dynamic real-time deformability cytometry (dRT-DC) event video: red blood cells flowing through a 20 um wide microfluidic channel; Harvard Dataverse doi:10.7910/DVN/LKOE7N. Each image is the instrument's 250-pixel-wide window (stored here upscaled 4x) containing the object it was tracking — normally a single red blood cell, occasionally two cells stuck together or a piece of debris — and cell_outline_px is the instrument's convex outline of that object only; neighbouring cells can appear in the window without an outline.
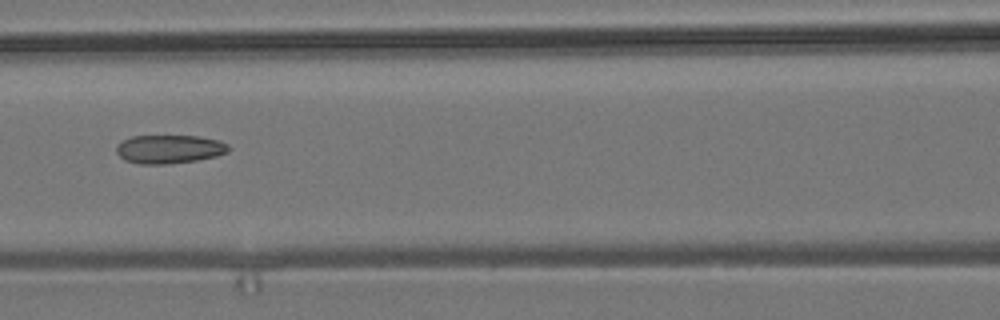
{"species": "common noctule bat (a hibernating species)", "species_latin": "Nyctalus noctula", "temperature_condition": "room temperature", "stored_images_in_passage": 4, "camera_frame_rate_fps": 3000, "um_per_image_px": 0.085, "animal": {"sex": "male", "body_mass_g": 19.2, "forearm_length_mm": 51.8}, "frame": {"image": 1, "passage_image": 4, "time_ms": 3.333, "image_size_px": [1000, 320], "cell_outline_px": [[232, 148], [228, 152], [216, 156], [196, 160], [168, 164], [140, 164], [124, 160], [116, 152], [116, 148], [124, 140], [132, 136], [200, 136], [220, 140], [228, 144]], "centroid_in_image_um": [14.44, 12.67], "position_along_channel_um": 152.2, "area_um2": 18.73}}